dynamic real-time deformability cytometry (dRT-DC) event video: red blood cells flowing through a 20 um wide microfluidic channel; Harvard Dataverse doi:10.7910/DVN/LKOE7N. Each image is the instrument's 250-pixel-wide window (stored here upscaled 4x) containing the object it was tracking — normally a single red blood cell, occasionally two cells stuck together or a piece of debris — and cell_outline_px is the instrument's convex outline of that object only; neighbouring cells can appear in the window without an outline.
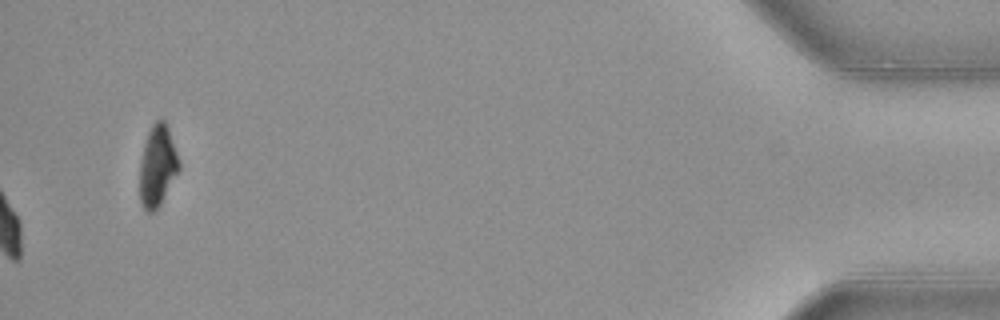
{"species": "common noctule bat (a hibernating species)", "species_latin": "Nyctalus noctula", "temperature_condition": "warm", "stored_images_in_passage": 53, "camera_frame_rate_fps": 3000, "um_per_image_px": 0.085, "animal": {"sex": "female", "body_mass_g": 21.9}, "frame": {"image": 1, "passage_image": 53, "time_ms": 17.333, "image_size_px": [1000, 320], "cell_outline_px": [[180, 168], [156, 212], [148, 212], [144, 208], [140, 200], [140, 164], [144, 144], [148, 132], [152, 124], [156, 120], [164, 120], [168, 128], [180, 160]], "centroid_in_image_um": [13.39, 14.11], "position_along_channel_um": 421.8, "area_um2": 18.5}, "authors_computed_cell_mechanics": {"area_um2": 19.2474, "velocity_mm_per_s": 3.9664, "shape_relaxation_time_tau1_ms": 3.1778, "shape_relaxation_time_tau2_ms": null, "deformation_change_tau1": 0.1147, "deformation_change_tau2": null}}